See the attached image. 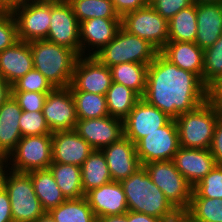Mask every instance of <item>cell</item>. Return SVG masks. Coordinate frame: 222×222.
<instances>
[{
  "instance_id": "cell-51",
  "label": "cell",
  "mask_w": 222,
  "mask_h": 222,
  "mask_svg": "<svg viewBox=\"0 0 222 222\" xmlns=\"http://www.w3.org/2000/svg\"><path fill=\"white\" fill-rule=\"evenodd\" d=\"M169 222H195L184 212L179 213L174 219Z\"/></svg>"
},
{
  "instance_id": "cell-43",
  "label": "cell",
  "mask_w": 222,
  "mask_h": 222,
  "mask_svg": "<svg viewBox=\"0 0 222 222\" xmlns=\"http://www.w3.org/2000/svg\"><path fill=\"white\" fill-rule=\"evenodd\" d=\"M209 150L215 159L216 165H222V116H220L215 126L212 143Z\"/></svg>"
},
{
  "instance_id": "cell-28",
  "label": "cell",
  "mask_w": 222,
  "mask_h": 222,
  "mask_svg": "<svg viewBox=\"0 0 222 222\" xmlns=\"http://www.w3.org/2000/svg\"><path fill=\"white\" fill-rule=\"evenodd\" d=\"M48 169L66 199H78L85 196L80 166L52 162Z\"/></svg>"
},
{
  "instance_id": "cell-8",
  "label": "cell",
  "mask_w": 222,
  "mask_h": 222,
  "mask_svg": "<svg viewBox=\"0 0 222 222\" xmlns=\"http://www.w3.org/2000/svg\"><path fill=\"white\" fill-rule=\"evenodd\" d=\"M143 166L169 202L180 213L185 212L190 204L193 187L175 168L173 161L150 162Z\"/></svg>"
},
{
  "instance_id": "cell-27",
  "label": "cell",
  "mask_w": 222,
  "mask_h": 222,
  "mask_svg": "<svg viewBox=\"0 0 222 222\" xmlns=\"http://www.w3.org/2000/svg\"><path fill=\"white\" fill-rule=\"evenodd\" d=\"M81 179L84 195L112 181L106 159L101 150H94L81 166Z\"/></svg>"
},
{
  "instance_id": "cell-21",
  "label": "cell",
  "mask_w": 222,
  "mask_h": 222,
  "mask_svg": "<svg viewBox=\"0 0 222 222\" xmlns=\"http://www.w3.org/2000/svg\"><path fill=\"white\" fill-rule=\"evenodd\" d=\"M172 161L192 187L197 185L216 165L209 149L180 147Z\"/></svg>"
},
{
  "instance_id": "cell-16",
  "label": "cell",
  "mask_w": 222,
  "mask_h": 222,
  "mask_svg": "<svg viewBox=\"0 0 222 222\" xmlns=\"http://www.w3.org/2000/svg\"><path fill=\"white\" fill-rule=\"evenodd\" d=\"M74 130L94 150H102L124 136L123 120L111 116L78 119Z\"/></svg>"
},
{
  "instance_id": "cell-47",
  "label": "cell",
  "mask_w": 222,
  "mask_h": 222,
  "mask_svg": "<svg viewBox=\"0 0 222 222\" xmlns=\"http://www.w3.org/2000/svg\"><path fill=\"white\" fill-rule=\"evenodd\" d=\"M128 222H164L156 217L147 214L128 211Z\"/></svg>"
},
{
  "instance_id": "cell-39",
  "label": "cell",
  "mask_w": 222,
  "mask_h": 222,
  "mask_svg": "<svg viewBox=\"0 0 222 222\" xmlns=\"http://www.w3.org/2000/svg\"><path fill=\"white\" fill-rule=\"evenodd\" d=\"M19 126L22 137L52 134L42 111H22Z\"/></svg>"
},
{
  "instance_id": "cell-49",
  "label": "cell",
  "mask_w": 222,
  "mask_h": 222,
  "mask_svg": "<svg viewBox=\"0 0 222 222\" xmlns=\"http://www.w3.org/2000/svg\"><path fill=\"white\" fill-rule=\"evenodd\" d=\"M21 6V0H0V12L12 13Z\"/></svg>"
},
{
  "instance_id": "cell-10",
  "label": "cell",
  "mask_w": 222,
  "mask_h": 222,
  "mask_svg": "<svg viewBox=\"0 0 222 222\" xmlns=\"http://www.w3.org/2000/svg\"><path fill=\"white\" fill-rule=\"evenodd\" d=\"M135 146L141 166L150 162L172 160L180 148L175 119L141 138Z\"/></svg>"
},
{
  "instance_id": "cell-53",
  "label": "cell",
  "mask_w": 222,
  "mask_h": 222,
  "mask_svg": "<svg viewBox=\"0 0 222 222\" xmlns=\"http://www.w3.org/2000/svg\"><path fill=\"white\" fill-rule=\"evenodd\" d=\"M196 4L222 3V0H192Z\"/></svg>"
},
{
  "instance_id": "cell-12",
  "label": "cell",
  "mask_w": 222,
  "mask_h": 222,
  "mask_svg": "<svg viewBox=\"0 0 222 222\" xmlns=\"http://www.w3.org/2000/svg\"><path fill=\"white\" fill-rule=\"evenodd\" d=\"M12 14L17 23L20 41L31 42L47 38L51 19V3H25L15 9Z\"/></svg>"
},
{
  "instance_id": "cell-42",
  "label": "cell",
  "mask_w": 222,
  "mask_h": 222,
  "mask_svg": "<svg viewBox=\"0 0 222 222\" xmlns=\"http://www.w3.org/2000/svg\"><path fill=\"white\" fill-rule=\"evenodd\" d=\"M193 4L192 0H150V5L167 21Z\"/></svg>"
},
{
  "instance_id": "cell-15",
  "label": "cell",
  "mask_w": 222,
  "mask_h": 222,
  "mask_svg": "<svg viewBox=\"0 0 222 222\" xmlns=\"http://www.w3.org/2000/svg\"><path fill=\"white\" fill-rule=\"evenodd\" d=\"M171 120L168 115L141 98L123 120L124 136L136 144L141 138L157 131Z\"/></svg>"
},
{
  "instance_id": "cell-9",
  "label": "cell",
  "mask_w": 222,
  "mask_h": 222,
  "mask_svg": "<svg viewBox=\"0 0 222 222\" xmlns=\"http://www.w3.org/2000/svg\"><path fill=\"white\" fill-rule=\"evenodd\" d=\"M121 27L128 33L149 41L159 51L169 38L168 21L150 4L121 17Z\"/></svg>"
},
{
  "instance_id": "cell-4",
  "label": "cell",
  "mask_w": 222,
  "mask_h": 222,
  "mask_svg": "<svg viewBox=\"0 0 222 222\" xmlns=\"http://www.w3.org/2000/svg\"><path fill=\"white\" fill-rule=\"evenodd\" d=\"M220 113L208 99L192 111L179 115L175 121L178 128L180 147L210 149L215 126Z\"/></svg>"
},
{
  "instance_id": "cell-13",
  "label": "cell",
  "mask_w": 222,
  "mask_h": 222,
  "mask_svg": "<svg viewBox=\"0 0 222 222\" xmlns=\"http://www.w3.org/2000/svg\"><path fill=\"white\" fill-rule=\"evenodd\" d=\"M79 27L80 23L67 1L51 3V19L45 40L65 46L81 56Z\"/></svg>"
},
{
  "instance_id": "cell-40",
  "label": "cell",
  "mask_w": 222,
  "mask_h": 222,
  "mask_svg": "<svg viewBox=\"0 0 222 222\" xmlns=\"http://www.w3.org/2000/svg\"><path fill=\"white\" fill-rule=\"evenodd\" d=\"M18 41L17 23L13 14L0 12V52Z\"/></svg>"
},
{
  "instance_id": "cell-37",
  "label": "cell",
  "mask_w": 222,
  "mask_h": 222,
  "mask_svg": "<svg viewBox=\"0 0 222 222\" xmlns=\"http://www.w3.org/2000/svg\"><path fill=\"white\" fill-rule=\"evenodd\" d=\"M191 197L222 199V165H215V167L193 187Z\"/></svg>"
},
{
  "instance_id": "cell-18",
  "label": "cell",
  "mask_w": 222,
  "mask_h": 222,
  "mask_svg": "<svg viewBox=\"0 0 222 222\" xmlns=\"http://www.w3.org/2000/svg\"><path fill=\"white\" fill-rule=\"evenodd\" d=\"M93 151L74 129L52 132V162L81 167Z\"/></svg>"
},
{
  "instance_id": "cell-36",
  "label": "cell",
  "mask_w": 222,
  "mask_h": 222,
  "mask_svg": "<svg viewBox=\"0 0 222 222\" xmlns=\"http://www.w3.org/2000/svg\"><path fill=\"white\" fill-rule=\"evenodd\" d=\"M222 80V35L210 47L204 49L203 85L210 90Z\"/></svg>"
},
{
  "instance_id": "cell-44",
  "label": "cell",
  "mask_w": 222,
  "mask_h": 222,
  "mask_svg": "<svg viewBox=\"0 0 222 222\" xmlns=\"http://www.w3.org/2000/svg\"><path fill=\"white\" fill-rule=\"evenodd\" d=\"M116 12L122 17L124 14L140 9L150 4V0H111Z\"/></svg>"
},
{
  "instance_id": "cell-3",
  "label": "cell",
  "mask_w": 222,
  "mask_h": 222,
  "mask_svg": "<svg viewBox=\"0 0 222 222\" xmlns=\"http://www.w3.org/2000/svg\"><path fill=\"white\" fill-rule=\"evenodd\" d=\"M34 68L55 88H67L72 81L78 55L71 49L47 40L30 42Z\"/></svg>"
},
{
  "instance_id": "cell-30",
  "label": "cell",
  "mask_w": 222,
  "mask_h": 222,
  "mask_svg": "<svg viewBox=\"0 0 222 222\" xmlns=\"http://www.w3.org/2000/svg\"><path fill=\"white\" fill-rule=\"evenodd\" d=\"M140 99L141 97L132 89L112 82L106 93L109 116L124 120Z\"/></svg>"
},
{
  "instance_id": "cell-19",
  "label": "cell",
  "mask_w": 222,
  "mask_h": 222,
  "mask_svg": "<svg viewBox=\"0 0 222 222\" xmlns=\"http://www.w3.org/2000/svg\"><path fill=\"white\" fill-rule=\"evenodd\" d=\"M101 151L109 167L112 181L120 182L141 167L135 144L125 136Z\"/></svg>"
},
{
  "instance_id": "cell-32",
  "label": "cell",
  "mask_w": 222,
  "mask_h": 222,
  "mask_svg": "<svg viewBox=\"0 0 222 222\" xmlns=\"http://www.w3.org/2000/svg\"><path fill=\"white\" fill-rule=\"evenodd\" d=\"M48 213L56 222H97L85 196L78 199H66Z\"/></svg>"
},
{
  "instance_id": "cell-26",
  "label": "cell",
  "mask_w": 222,
  "mask_h": 222,
  "mask_svg": "<svg viewBox=\"0 0 222 222\" xmlns=\"http://www.w3.org/2000/svg\"><path fill=\"white\" fill-rule=\"evenodd\" d=\"M28 174L45 212H49L66 200L49 169L35 170Z\"/></svg>"
},
{
  "instance_id": "cell-56",
  "label": "cell",
  "mask_w": 222,
  "mask_h": 222,
  "mask_svg": "<svg viewBox=\"0 0 222 222\" xmlns=\"http://www.w3.org/2000/svg\"><path fill=\"white\" fill-rule=\"evenodd\" d=\"M3 166H4V163L2 161H0V172H1Z\"/></svg>"
},
{
  "instance_id": "cell-38",
  "label": "cell",
  "mask_w": 222,
  "mask_h": 222,
  "mask_svg": "<svg viewBox=\"0 0 222 222\" xmlns=\"http://www.w3.org/2000/svg\"><path fill=\"white\" fill-rule=\"evenodd\" d=\"M55 87L35 68L12 85V91L50 93Z\"/></svg>"
},
{
  "instance_id": "cell-11",
  "label": "cell",
  "mask_w": 222,
  "mask_h": 222,
  "mask_svg": "<svg viewBox=\"0 0 222 222\" xmlns=\"http://www.w3.org/2000/svg\"><path fill=\"white\" fill-rule=\"evenodd\" d=\"M112 82L110 68L102 64L95 56H78L72 81L68 87L71 91L106 95Z\"/></svg>"
},
{
  "instance_id": "cell-1",
  "label": "cell",
  "mask_w": 222,
  "mask_h": 222,
  "mask_svg": "<svg viewBox=\"0 0 222 222\" xmlns=\"http://www.w3.org/2000/svg\"><path fill=\"white\" fill-rule=\"evenodd\" d=\"M142 98L171 119H176L208 100L209 90L196 74L179 68L159 52L148 65Z\"/></svg>"
},
{
  "instance_id": "cell-20",
  "label": "cell",
  "mask_w": 222,
  "mask_h": 222,
  "mask_svg": "<svg viewBox=\"0 0 222 222\" xmlns=\"http://www.w3.org/2000/svg\"><path fill=\"white\" fill-rule=\"evenodd\" d=\"M96 219L100 217L123 215L128 212L126 197L120 182L110 181L85 194Z\"/></svg>"
},
{
  "instance_id": "cell-45",
  "label": "cell",
  "mask_w": 222,
  "mask_h": 222,
  "mask_svg": "<svg viewBox=\"0 0 222 222\" xmlns=\"http://www.w3.org/2000/svg\"><path fill=\"white\" fill-rule=\"evenodd\" d=\"M0 222H13L8 192L0 184Z\"/></svg>"
},
{
  "instance_id": "cell-25",
  "label": "cell",
  "mask_w": 222,
  "mask_h": 222,
  "mask_svg": "<svg viewBox=\"0 0 222 222\" xmlns=\"http://www.w3.org/2000/svg\"><path fill=\"white\" fill-rule=\"evenodd\" d=\"M159 52L179 68L196 74L202 81L204 49L195 42L168 41Z\"/></svg>"
},
{
  "instance_id": "cell-55",
  "label": "cell",
  "mask_w": 222,
  "mask_h": 222,
  "mask_svg": "<svg viewBox=\"0 0 222 222\" xmlns=\"http://www.w3.org/2000/svg\"><path fill=\"white\" fill-rule=\"evenodd\" d=\"M37 2V0H21V6L25 3Z\"/></svg>"
},
{
  "instance_id": "cell-7",
  "label": "cell",
  "mask_w": 222,
  "mask_h": 222,
  "mask_svg": "<svg viewBox=\"0 0 222 222\" xmlns=\"http://www.w3.org/2000/svg\"><path fill=\"white\" fill-rule=\"evenodd\" d=\"M51 163L52 134H44L22 137L4 165L12 171L29 173L48 169Z\"/></svg>"
},
{
  "instance_id": "cell-34",
  "label": "cell",
  "mask_w": 222,
  "mask_h": 222,
  "mask_svg": "<svg viewBox=\"0 0 222 222\" xmlns=\"http://www.w3.org/2000/svg\"><path fill=\"white\" fill-rule=\"evenodd\" d=\"M75 102L78 119H92L109 116L106 95L88 93L85 91H71Z\"/></svg>"
},
{
  "instance_id": "cell-17",
  "label": "cell",
  "mask_w": 222,
  "mask_h": 222,
  "mask_svg": "<svg viewBox=\"0 0 222 222\" xmlns=\"http://www.w3.org/2000/svg\"><path fill=\"white\" fill-rule=\"evenodd\" d=\"M120 28L121 18L100 17L80 22L81 56H94L116 36Z\"/></svg>"
},
{
  "instance_id": "cell-50",
  "label": "cell",
  "mask_w": 222,
  "mask_h": 222,
  "mask_svg": "<svg viewBox=\"0 0 222 222\" xmlns=\"http://www.w3.org/2000/svg\"><path fill=\"white\" fill-rule=\"evenodd\" d=\"M97 222H128V212L123 215L100 217Z\"/></svg>"
},
{
  "instance_id": "cell-41",
  "label": "cell",
  "mask_w": 222,
  "mask_h": 222,
  "mask_svg": "<svg viewBox=\"0 0 222 222\" xmlns=\"http://www.w3.org/2000/svg\"><path fill=\"white\" fill-rule=\"evenodd\" d=\"M48 93L12 91L22 111H42Z\"/></svg>"
},
{
  "instance_id": "cell-52",
  "label": "cell",
  "mask_w": 222,
  "mask_h": 222,
  "mask_svg": "<svg viewBox=\"0 0 222 222\" xmlns=\"http://www.w3.org/2000/svg\"><path fill=\"white\" fill-rule=\"evenodd\" d=\"M35 222H56V221L52 218V216L48 212H45Z\"/></svg>"
},
{
  "instance_id": "cell-23",
  "label": "cell",
  "mask_w": 222,
  "mask_h": 222,
  "mask_svg": "<svg viewBox=\"0 0 222 222\" xmlns=\"http://www.w3.org/2000/svg\"><path fill=\"white\" fill-rule=\"evenodd\" d=\"M21 114L22 109L12 95L0 107V161L3 163L22 138Z\"/></svg>"
},
{
  "instance_id": "cell-46",
  "label": "cell",
  "mask_w": 222,
  "mask_h": 222,
  "mask_svg": "<svg viewBox=\"0 0 222 222\" xmlns=\"http://www.w3.org/2000/svg\"><path fill=\"white\" fill-rule=\"evenodd\" d=\"M209 99L213 102L222 116V80L209 90Z\"/></svg>"
},
{
  "instance_id": "cell-22",
  "label": "cell",
  "mask_w": 222,
  "mask_h": 222,
  "mask_svg": "<svg viewBox=\"0 0 222 222\" xmlns=\"http://www.w3.org/2000/svg\"><path fill=\"white\" fill-rule=\"evenodd\" d=\"M33 68L30 42L19 40L0 52V75L11 86Z\"/></svg>"
},
{
  "instance_id": "cell-2",
  "label": "cell",
  "mask_w": 222,
  "mask_h": 222,
  "mask_svg": "<svg viewBox=\"0 0 222 222\" xmlns=\"http://www.w3.org/2000/svg\"><path fill=\"white\" fill-rule=\"evenodd\" d=\"M120 184L126 197L128 211L147 214L164 222H169L180 213L152 182L144 166L121 180Z\"/></svg>"
},
{
  "instance_id": "cell-31",
  "label": "cell",
  "mask_w": 222,
  "mask_h": 222,
  "mask_svg": "<svg viewBox=\"0 0 222 222\" xmlns=\"http://www.w3.org/2000/svg\"><path fill=\"white\" fill-rule=\"evenodd\" d=\"M168 41L195 42L197 36L196 5L180 10L168 21Z\"/></svg>"
},
{
  "instance_id": "cell-33",
  "label": "cell",
  "mask_w": 222,
  "mask_h": 222,
  "mask_svg": "<svg viewBox=\"0 0 222 222\" xmlns=\"http://www.w3.org/2000/svg\"><path fill=\"white\" fill-rule=\"evenodd\" d=\"M80 22L92 18H121L111 0H67Z\"/></svg>"
},
{
  "instance_id": "cell-14",
  "label": "cell",
  "mask_w": 222,
  "mask_h": 222,
  "mask_svg": "<svg viewBox=\"0 0 222 222\" xmlns=\"http://www.w3.org/2000/svg\"><path fill=\"white\" fill-rule=\"evenodd\" d=\"M42 113L51 132L75 129L78 118L70 88H55L48 93Z\"/></svg>"
},
{
  "instance_id": "cell-35",
  "label": "cell",
  "mask_w": 222,
  "mask_h": 222,
  "mask_svg": "<svg viewBox=\"0 0 222 222\" xmlns=\"http://www.w3.org/2000/svg\"><path fill=\"white\" fill-rule=\"evenodd\" d=\"M184 213L195 222H222V199L191 197Z\"/></svg>"
},
{
  "instance_id": "cell-29",
  "label": "cell",
  "mask_w": 222,
  "mask_h": 222,
  "mask_svg": "<svg viewBox=\"0 0 222 222\" xmlns=\"http://www.w3.org/2000/svg\"><path fill=\"white\" fill-rule=\"evenodd\" d=\"M112 81L120 83L133 91L141 98L145 94L148 65L142 63L125 62L110 67Z\"/></svg>"
},
{
  "instance_id": "cell-6",
  "label": "cell",
  "mask_w": 222,
  "mask_h": 222,
  "mask_svg": "<svg viewBox=\"0 0 222 222\" xmlns=\"http://www.w3.org/2000/svg\"><path fill=\"white\" fill-rule=\"evenodd\" d=\"M158 53L159 50L149 41L121 27L116 36L94 56L110 68L125 62L149 65Z\"/></svg>"
},
{
  "instance_id": "cell-54",
  "label": "cell",
  "mask_w": 222,
  "mask_h": 222,
  "mask_svg": "<svg viewBox=\"0 0 222 222\" xmlns=\"http://www.w3.org/2000/svg\"><path fill=\"white\" fill-rule=\"evenodd\" d=\"M67 0H37V2H45V3H61Z\"/></svg>"
},
{
  "instance_id": "cell-5",
  "label": "cell",
  "mask_w": 222,
  "mask_h": 222,
  "mask_svg": "<svg viewBox=\"0 0 222 222\" xmlns=\"http://www.w3.org/2000/svg\"><path fill=\"white\" fill-rule=\"evenodd\" d=\"M0 184L8 192L13 222H35L45 213L28 173L10 171L4 165Z\"/></svg>"
},
{
  "instance_id": "cell-24",
  "label": "cell",
  "mask_w": 222,
  "mask_h": 222,
  "mask_svg": "<svg viewBox=\"0 0 222 222\" xmlns=\"http://www.w3.org/2000/svg\"><path fill=\"white\" fill-rule=\"evenodd\" d=\"M197 36L195 43L206 49L222 35V3L196 4Z\"/></svg>"
},
{
  "instance_id": "cell-48",
  "label": "cell",
  "mask_w": 222,
  "mask_h": 222,
  "mask_svg": "<svg viewBox=\"0 0 222 222\" xmlns=\"http://www.w3.org/2000/svg\"><path fill=\"white\" fill-rule=\"evenodd\" d=\"M12 95V86L0 75V107Z\"/></svg>"
}]
</instances>
